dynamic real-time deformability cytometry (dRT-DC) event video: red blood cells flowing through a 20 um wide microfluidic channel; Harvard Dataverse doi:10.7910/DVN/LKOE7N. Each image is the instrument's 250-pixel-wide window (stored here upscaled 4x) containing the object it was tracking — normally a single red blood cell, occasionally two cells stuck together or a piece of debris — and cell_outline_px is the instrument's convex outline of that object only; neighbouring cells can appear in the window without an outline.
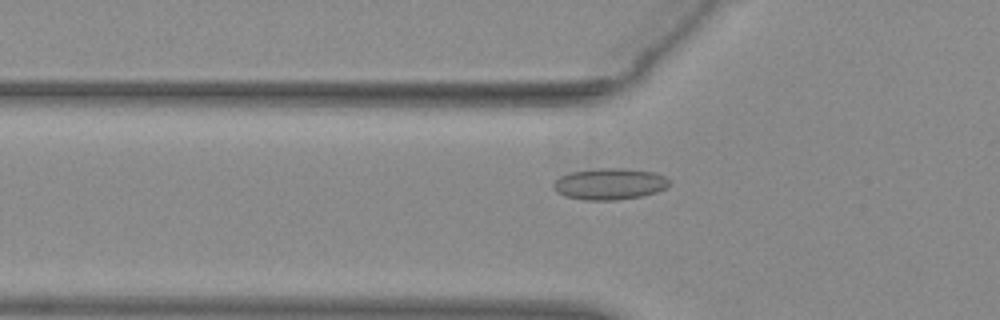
{"species": "common noctule bat (a hibernating species)", "species_latin": "Nyctalus noctula", "temperature_condition": "warm", "stored_images_in_passage": 54, "camera_frame_rate_fps": 3000, "um_per_image_px": 0.085, "animal": {"sex": "female", "body_mass_g": 29.2, "forearm_length_mm": 56.3}, "frame": {"image": 1, "passage_image": 19, "time_ms": 6.0, "image_size_px": [1000, 320], "cell_outline_px": [[672, 184], [656, 192], [640, 196], [616, 200], [584, 200], [564, 196], [556, 192], [552, 188], [552, 184], [560, 176], [572, 172], [600, 168], [624, 168], [652, 172], [664, 176]], "centroid_in_image_um": [51.78, 15.64], "position_along_channel_um": 74.0, "area_um2": 21.15}}
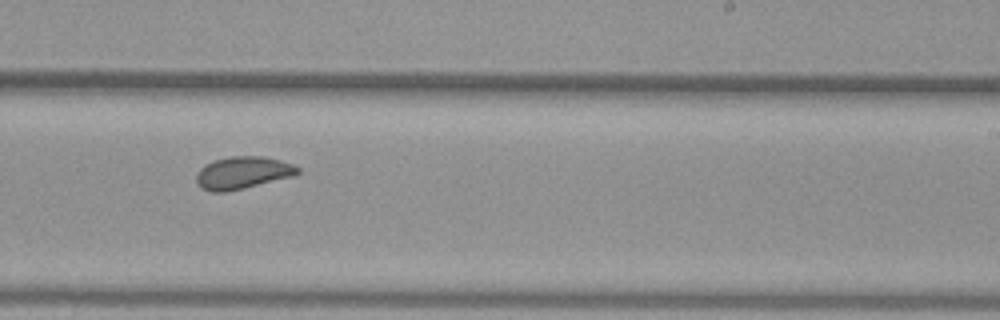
{"frame": {"image": 2, "passage_image": 34, "time_ms": 11.0, "image_size_px": [1000, 320], "cell_outline_px": [[300, 172], [292, 176], [244, 188], [224, 192], [212, 192], [200, 188], [196, 184], [196, 172], [204, 164], [212, 160], [232, 156], [264, 156], [280, 160], [292, 164], [300, 168]], "centroid_in_image_um": [20.57, 14.68], "position_along_channel_um": 268.4, "area_um2": 19.25}}
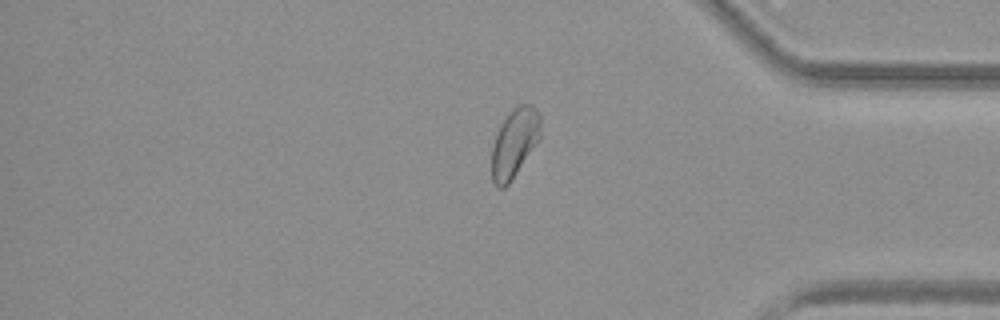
{"frame": {"image": 3, "passage_image": 45, "time_ms": 14.667, "image_size_px": [1000, 320], "cell_outline_px": [[540, 140], [508, 184], [504, 188], [496, 188], [492, 180], [492, 148], [496, 132], [500, 124], [508, 112], [512, 108], [520, 104], [532, 104], [536, 108], [540, 116]], "centroid_in_image_um": [43.73, 12.12], "position_along_channel_um": 391.5, "area_um2": 19.83}, "authors_computed_cell_mechanics": {"area_um2": 20.4034, "velocity_mm_per_s": 3.8877, "shape_relaxation_time_tau1_ms": 6.7017, "shape_relaxation_time_tau2_ms": null, "deformation_change_tau1": 0.1002, "deformation_change_tau2": null}}